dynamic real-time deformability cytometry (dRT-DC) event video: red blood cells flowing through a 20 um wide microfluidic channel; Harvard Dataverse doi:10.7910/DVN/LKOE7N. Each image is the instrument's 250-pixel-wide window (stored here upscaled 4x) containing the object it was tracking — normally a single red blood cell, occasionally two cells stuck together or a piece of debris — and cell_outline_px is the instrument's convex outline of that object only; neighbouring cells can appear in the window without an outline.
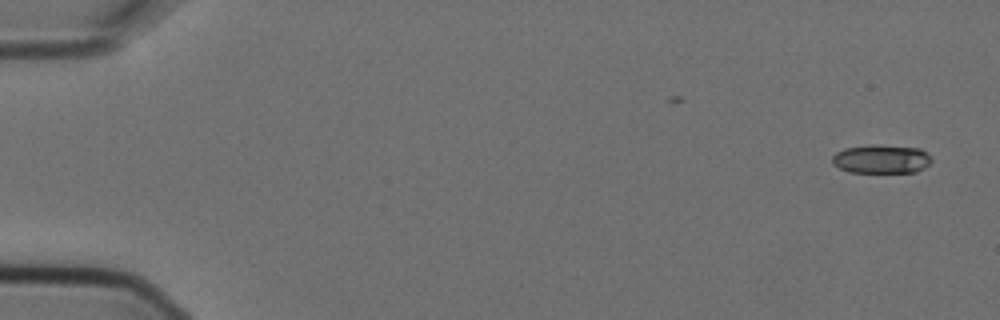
{"species": "Egyptian fruit bat (a non-hibernating species)", "species_latin": "Rousettus aegyptiacus", "temperature_condition": "cold", "stored_images_in_passage": 5, "camera_frame_rate_fps": 3000, "um_per_image_px": 0.085, "animal": {"sex": "female"}, "frame": {"image": 1, "passage_image": 1, "time_ms": 0.0, "image_size_px": [1000, 320], "cell_outline_px": [[932, 160], [924, 168], [916, 172], [848, 172], [832, 164], [832, 156], [836, 152], [844, 148], [868, 144], [872, 144], [920, 148]], "centroid_in_image_um": [74.86, 13.51], "position_along_channel_um": 10.1, "area_um2": 16.65}}
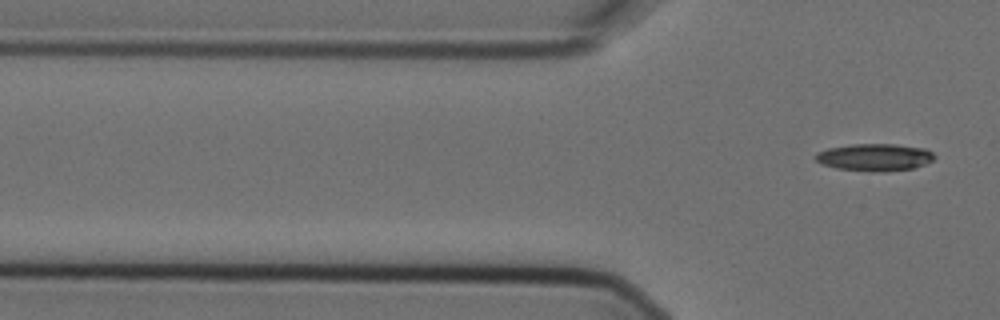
{"frame": {"image": 2, "passage_image": 5, "time_ms": 1.333, "image_size_px": [1000, 320], "cell_outline_px": [[936, 156], [932, 160], [924, 164], [912, 168], [872, 172], [836, 168], [820, 164], [812, 156], [816, 152], [828, 148], [852, 144], [896, 144], [924, 148], [932, 152]], "centroid_in_image_um": [74.28, 13.36], "position_along_channel_um": 51.5, "area_um2": 18.9}}